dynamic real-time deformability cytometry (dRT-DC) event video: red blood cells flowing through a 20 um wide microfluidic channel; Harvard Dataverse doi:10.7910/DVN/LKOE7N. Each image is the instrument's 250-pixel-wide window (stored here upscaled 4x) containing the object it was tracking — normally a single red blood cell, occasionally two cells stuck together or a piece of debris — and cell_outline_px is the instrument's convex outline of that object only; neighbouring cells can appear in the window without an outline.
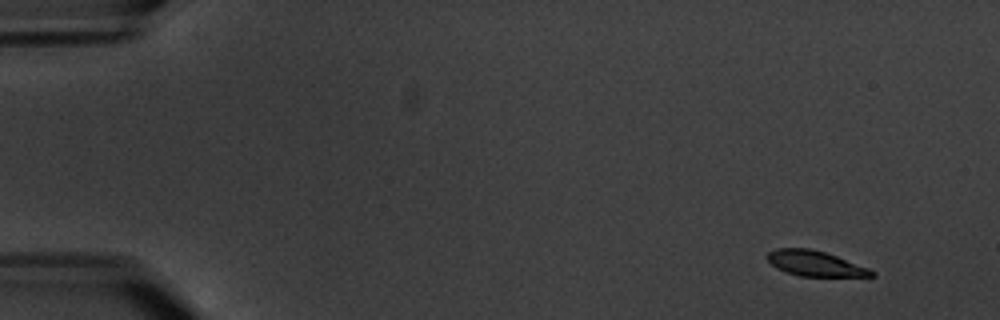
{"species": "common noctule bat (a hibernating species)", "species_latin": "Nyctalus noctula", "temperature_condition": "warm", "stored_images_in_passage": 5, "camera_frame_rate_fps": 3000, "um_per_image_px": 0.085, "animal": {"sex": "male", "body_mass_g": 20.1, "forearm_length_mm": 53.5}, "frame": {"image": 1, "passage_image": 2, "time_ms": 1.333, "image_size_px": [1000, 320], "cell_outline_px": [[876, 276], [800, 276], [776, 268], [764, 256], [768, 252], [776, 248], [812, 248], [836, 256], [868, 268], [876, 272]], "centroid_in_image_um": [69.25, 22.38], "position_along_channel_um": 15.8, "area_um2": 15.26}}
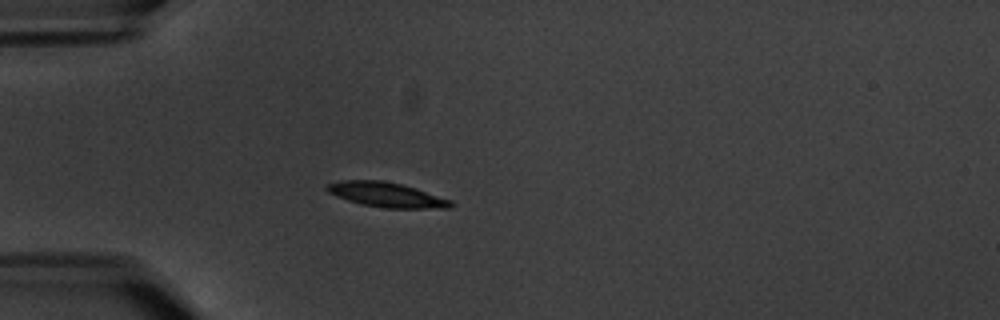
{"frame": {"image": 2, "passage_image": 5, "time_ms": 5.667, "image_size_px": [1000, 320], "cell_outline_px": [[452, 208], [384, 208], [364, 204], [348, 200], [336, 196], [328, 192], [324, 188], [328, 184], [340, 180], [384, 180], [416, 188], [452, 200]], "centroid_in_image_um": [32.85, 16.54], "position_along_channel_um": 52.1, "area_um2": 17.8}}